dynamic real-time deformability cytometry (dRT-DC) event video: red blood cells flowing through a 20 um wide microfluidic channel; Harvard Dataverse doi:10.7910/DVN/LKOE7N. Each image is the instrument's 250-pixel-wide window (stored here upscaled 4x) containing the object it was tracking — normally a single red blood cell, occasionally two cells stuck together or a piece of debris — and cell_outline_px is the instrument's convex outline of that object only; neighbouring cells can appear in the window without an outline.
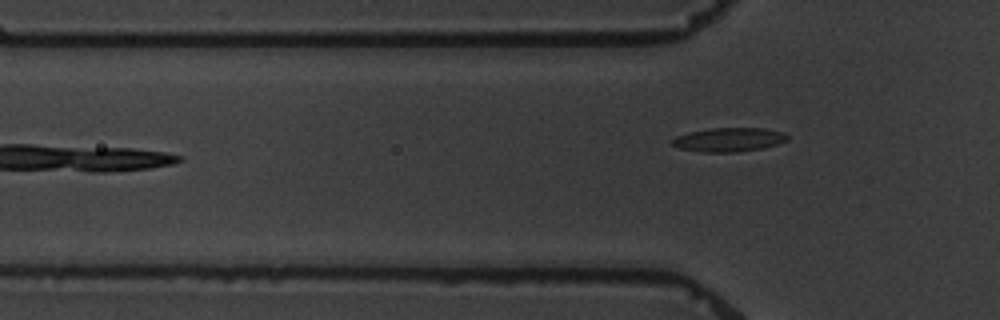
{"species": "common noctule bat (a hibernating species)", "species_latin": "Nyctalus noctula", "temperature_condition": "warm", "stored_images_in_passage": 4, "camera_frame_rate_fps": 3000, "um_per_image_px": 0.085, "animal": {"sex": "male", "body_mass_g": 19.5, "forearm_length_mm": 54.6}, "frame": {"image": 1, "passage_image": 4, "time_ms": 4.667, "image_size_px": [1000, 320], "cell_outline_px": [[788, 140], [764, 148], [736, 152], [704, 152], [680, 148], [672, 144], [668, 140], [676, 136], [688, 132], [712, 128], [764, 128], [784, 132], [788, 136]], "centroid_in_image_um": [61.94, 11.86], "position_along_channel_um": 63.9, "area_um2": 16.13}}